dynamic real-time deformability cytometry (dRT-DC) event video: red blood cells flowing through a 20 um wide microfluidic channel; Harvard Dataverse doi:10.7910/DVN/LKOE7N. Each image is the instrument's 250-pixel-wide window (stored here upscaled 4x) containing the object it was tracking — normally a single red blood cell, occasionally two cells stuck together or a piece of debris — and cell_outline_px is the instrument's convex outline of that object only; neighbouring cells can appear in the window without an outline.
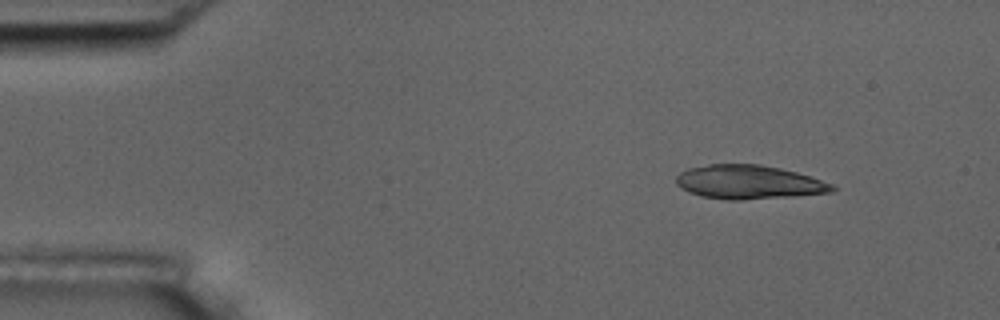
{"species": "common noctule bat (a hibernating species)", "species_latin": "Nyctalus noctula", "temperature_condition": "room temperature", "stored_images_in_passage": 4, "camera_frame_rate_fps": 3000, "um_per_image_px": 0.085, "animal": {"sex": "male", "body_mass_g": 17.5, "forearm_length_mm": 52.3}, "frame": {"image": 1, "passage_image": 1, "time_ms": 0.0, "image_size_px": [1000, 320], "cell_outline_px": [[836, 188], [832, 192], [792, 196], [740, 200], [728, 200], [700, 196], [688, 192], [676, 184], [676, 176], [680, 172], [688, 168], [708, 164], [760, 164], [780, 168], [796, 172], [832, 184]], "centroid_in_image_um": [63.59, 15.48], "position_along_channel_um": 21.4, "area_um2": 30.69}}